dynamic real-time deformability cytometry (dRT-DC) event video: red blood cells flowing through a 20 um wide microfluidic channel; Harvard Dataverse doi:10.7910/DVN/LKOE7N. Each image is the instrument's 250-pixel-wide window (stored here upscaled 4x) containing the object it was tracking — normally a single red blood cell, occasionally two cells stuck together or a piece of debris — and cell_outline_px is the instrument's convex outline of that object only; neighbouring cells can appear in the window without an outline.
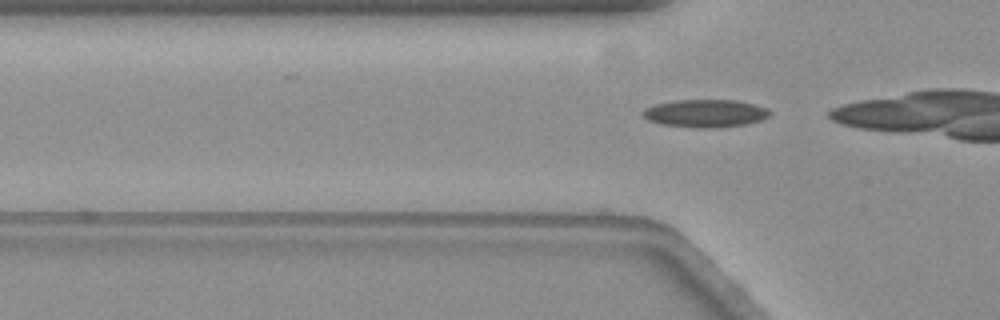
{"species": "common noctule bat (a hibernating species)", "species_latin": "Nyctalus noctula", "temperature_condition": "warm", "stored_images_in_passage": 4, "camera_frame_rate_fps": 3000, "um_per_image_px": 0.085, "animal": {"sex": "female", "body_mass_g": 19.3, "forearm_length_mm": 54.1}, "frame": {"image": 1, "passage_image": 4, "time_ms": 1.0, "image_size_px": [1000, 320], "cell_outline_px": [[772, 112], [768, 116], [760, 120], [748, 124], [716, 128], [696, 128], [660, 124], [648, 120], [644, 116], [644, 108], [656, 104], [676, 100], [736, 100], [768, 108]], "centroid_in_image_um": [59.97, 9.64], "position_along_channel_um": 65.8, "area_um2": 20.58}}